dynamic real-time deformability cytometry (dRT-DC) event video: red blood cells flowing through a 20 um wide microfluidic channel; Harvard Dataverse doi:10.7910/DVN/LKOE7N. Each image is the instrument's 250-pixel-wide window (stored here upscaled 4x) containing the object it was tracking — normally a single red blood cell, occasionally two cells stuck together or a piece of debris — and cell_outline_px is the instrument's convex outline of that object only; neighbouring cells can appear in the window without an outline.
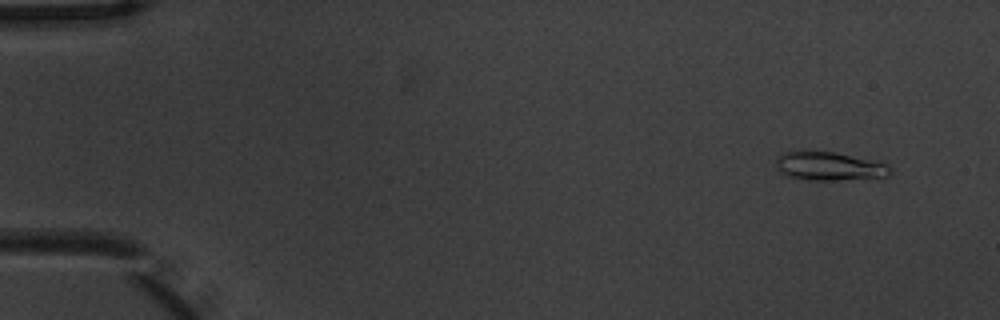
{"species": "common noctule bat (a hibernating species)", "species_latin": "Nyctalus noctula", "temperature_condition": "warm", "stored_images_in_passage": 5, "camera_frame_rate_fps": 3000, "um_per_image_px": 0.085, "animal": {"sex": "male", "body_mass_g": 20.1, "forearm_length_mm": 53.5}, "frame": {"image": 1, "passage_image": 2, "time_ms": 0.333, "image_size_px": [1000, 320], "cell_outline_px": [[892, 172], [888, 176], [836, 180], [808, 180], [788, 176], [780, 172], [776, 164], [776, 156], [784, 152], [808, 148], [832, 152], [888, 164], [892, 168]], "centroid_in_image_um": [70.41, 14.09], "position_along_channel_um": 14.6, "area_um2": 19.31}}
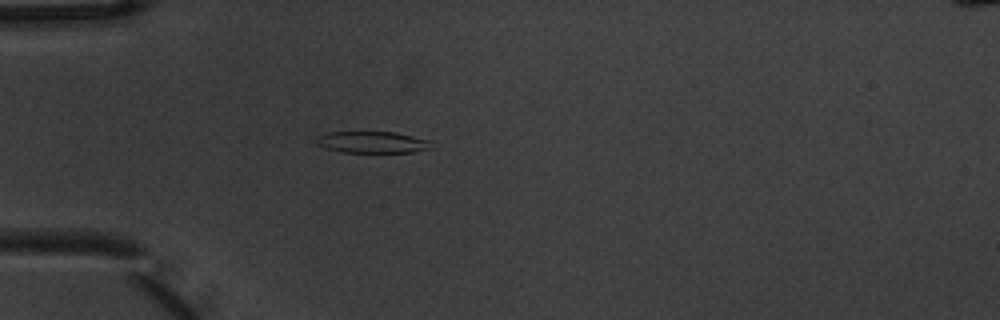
{"frame": {"image": 2, "passage_image": 5, "time_ms": 1.333, "image_size_px": [1000, 320], "cell_outline_px": [[432, 148], [412, 152], [340, 152], [316, 144], [316, 136], [328, 132], [396, 132], [432, 140]], "centroid_in_image_um": [31.68, 12.08], "position_along_channel_um": 53.3, "area_um2": 14.57}}